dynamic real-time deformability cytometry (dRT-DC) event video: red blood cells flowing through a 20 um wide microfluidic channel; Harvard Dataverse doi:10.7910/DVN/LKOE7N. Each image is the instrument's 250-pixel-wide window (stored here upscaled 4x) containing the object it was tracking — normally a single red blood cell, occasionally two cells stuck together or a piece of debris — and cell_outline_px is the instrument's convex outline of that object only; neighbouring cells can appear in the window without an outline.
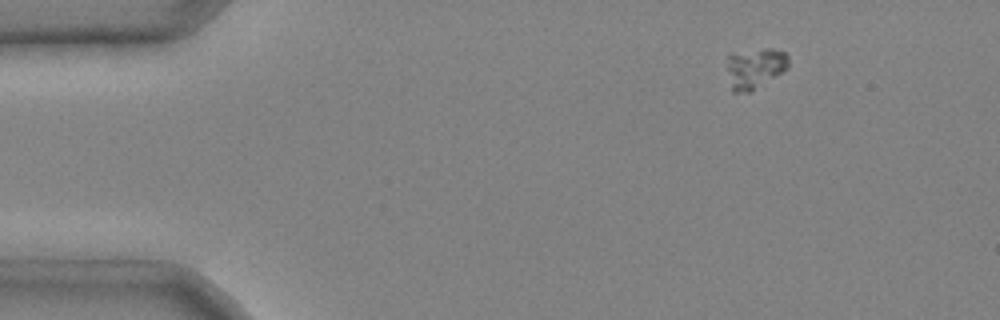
{"species": "common noctule bat (a hibernating species)", "species_latin": "Nyctalus noctula", "temperature_condition": "cold", "stored_images_in_passage": 4, "segment_of_instrument_passage": [2, 2], "camera_frame_rate_fps": 3000, "um_per_image_px": 0.085, "animal": {"sex": "male", "body_mass_g": 20.4}, "frame": {"image": 1, "passage_image": 4, "time_ms": 1.0, "image_size_px": [1000, 320], "cell_outline_px": [[788, 68], [752, 92], [732, 92], [728, 68], [728, 52], [768, 48], [772, 48], [784, 52], [788, 56]], "centroid_in_image_um": [64.17, 5.78], "position_along_channel_um": 20.8, "area_um2": 14.68}}